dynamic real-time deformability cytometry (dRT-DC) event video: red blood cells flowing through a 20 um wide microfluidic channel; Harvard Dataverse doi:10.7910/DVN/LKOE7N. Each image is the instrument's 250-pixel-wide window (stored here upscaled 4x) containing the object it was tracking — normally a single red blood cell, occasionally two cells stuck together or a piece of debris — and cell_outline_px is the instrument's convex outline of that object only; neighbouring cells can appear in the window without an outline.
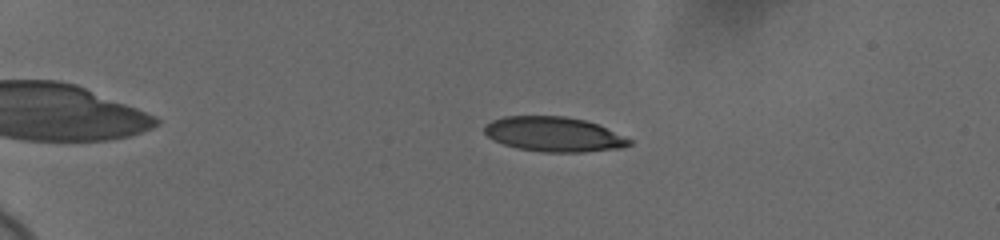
{"species": "human", "species_latin": "Homo sapiens", "temperature_condition": "cold", "stored_images_in_passage": 59, "camera_frame_rate_fps": 3000, "um_per_image_px": 0.085, "donor": {"sex": "female"}, "frame": {"image": 1, "passage_image": 15, "time_ms": 4.667, "image_size_px": [1000, 240], "cell_outline_px": [[632, 144], [620, 148], [584, 152], [544, 152], [516, 148], [492, 140], [484, 132], [484, 124], [492, 120], [504, 116], [564, 116], [584, 120], [596, 124], [632, 140]], "centroid_in_image_um": [47.03, 11.41], "position_along_channel_um": 38.0, "area_um2": 29.25}}
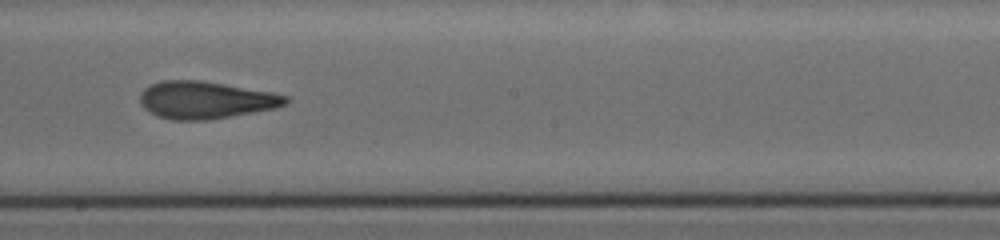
{"frame": {"image": 2, "passage_image": 37, "time_ms": 12.0, "image_size_px": [1000, 240], "cell_outline_px": [[288, 100], [284, 104], [276, 108], [204, 120], [172, 120], [156, 116], [148, 112], [140, 104], [140, 92], [144, 88], [160, 80], [200, 80], [272, 92], [288, 96]], "centroid_in_image_um": [17.41, 8.49], "position_along_channel_um": 230.8, "area_um2": 31.56}}
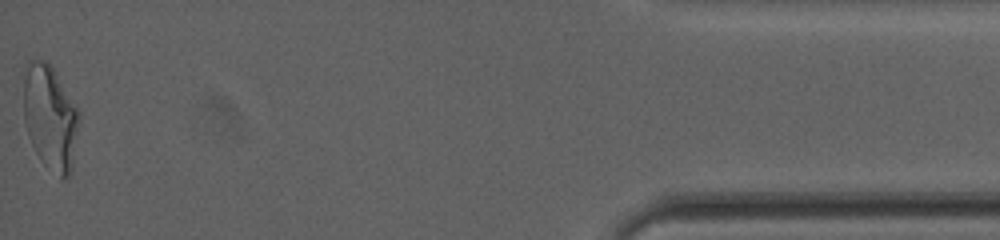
{"frame": {"image": 3, "passage_image": 59, "time_ms": 19.333, "image_size_px": [1000, 240], "cell_outline_px": [[80, 120], [72, 168], [68, 176], [60, 180], [40, 160], [28, 136], [24, 120], [20, 72], [24, 64], [28, 60], [44, 60], [52, 68], [80, 112]], "centroid_in_image_um": [4.21, 9.95], "position_along_channel_um": 431.0, "area_um2": 34.85}, "authors_computed_cell_mechanics": {"area_um2": 30.7496, "velocity_mm_per_s": 3.6838, "shape_relaxation_time_tau1_ms": 7.0198, "shape_relaxation_time_tau2_ms": 1.8181, "deformation_change_tau1": 0.2248, "deformation_change_tau2": 0.1069}}